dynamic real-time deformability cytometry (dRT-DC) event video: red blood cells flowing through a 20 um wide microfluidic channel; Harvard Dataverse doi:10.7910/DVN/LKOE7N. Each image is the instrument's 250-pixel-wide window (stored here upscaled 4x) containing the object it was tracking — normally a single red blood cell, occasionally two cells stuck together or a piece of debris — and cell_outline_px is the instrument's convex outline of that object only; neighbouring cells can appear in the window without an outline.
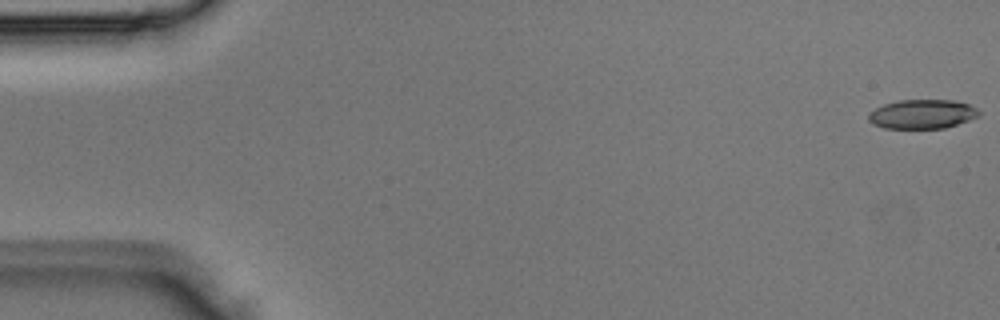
{"species": "Egyptian fruit bat (a non-hibernating species)", "species_latin": "Rousettus aegyptiacus", "temperature_condition": "room temperature", "stored_images_in_passage": 4, "camera_frame_rate_fps": 3000, "um_per_image_px": 0.085, "animal": {"sex": "male"}, "frame": {"image": 1, "passage_image": 1, "time_ms": 0.0, "image_size_px": [1000, 320], "cell_outline_px": [[980, 116], [944, 128], [884, 128], [872, 124], [868, 120], [868, 112], [884, 104], [900, 100], [952, 100], [968, 104], [976, 108], [980, 112]], "centroid_in_image_um": [78.36, 9.7], "position_along_channel_um": 6.6, "area_um2": 18.73}}
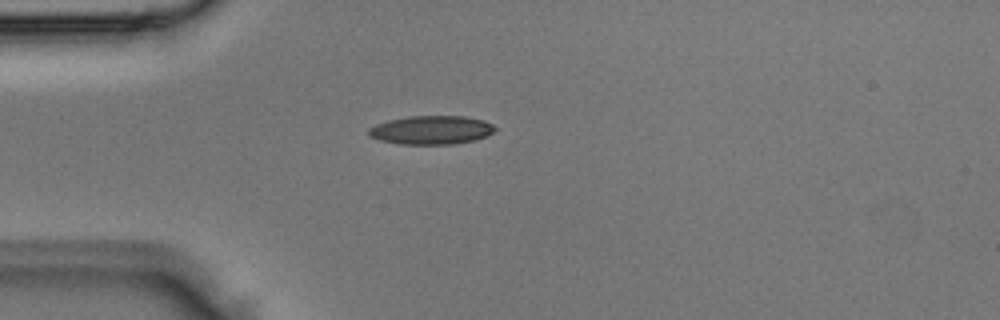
{"frame": {"image": 2, "passage_image": 4, "time_ms": 1.0, "image_size_px": [1000, 320], "cell_outline_px": [[496, 128], [488, 136], [476, 140], [452, 144], [400, 144], [380, 140], [368, 136], [368, 128], [376, 124], [388, 120], [408, 116], [464, 116], [484, 120], [492, 124]], "centroid_in_image_um": [36.66, 11.05], "position_along_channel_um": 48.3, "area_um2": 21.21}}